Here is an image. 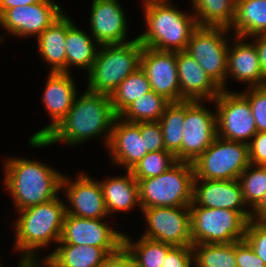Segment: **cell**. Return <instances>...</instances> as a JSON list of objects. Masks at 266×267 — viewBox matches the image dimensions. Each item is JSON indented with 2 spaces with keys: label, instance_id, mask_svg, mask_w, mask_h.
<instances>
[{
  "label": "cell",
  "instance_id": "45",
  "mask_svg": "<svg viewBox=\"0 0 266 267\" xmlns=\"http://www.w3.org/2000/svg\"><path fill=\"white\" fill-rule=\"evenodd\" d=\"M251 220H266V192L260 202L251 210Z\"/></svg>",
  "mask_w": 266,
  "mask_h": 267
},
{
  "label": "cell",
  "instance_id": "18",
  "mask_svg": "<svg viewBox=\"0 0 266 267\" xmlns=\"http://www.w3.org/2000/svg\"><path fill=\"white\" fill-rule=\"evenodd\" d=\"M45 85L42 102L51 123L40 129L31 139H44L65 118L77 96L76 84L71 73L50 72Z\"/></svg>",
  "mask_w": 266,
  "mask_h": 267
},
{
  "label": "cell",
  "instance_id": "41",
  "mask_svg": "<svg viewBox=\"0 0 266 267\" xmlns=\"http://www.w3.org/2000/svg\"><path fill=\"white\" fill-rule=\"evenodd\" d=\"M250 164L266 166V131L257 132L249 143Z\"/></svg>",
  "mask_w": 266,
  "mask_h": 267
},
{
  "label": "cell",
  "instance_id": "30",
  "mask_svg": "<svg viewBox=\"0 0 266 267\" xmlns=\"http://www.w3.org/2000/svg\"><path fill=\"white\" fill-rule=\"evenodd\" d=\"M169 103L152 90L133 101L118 117L131 123L159 121Z\"/></svg>",
  "mask_w": 266,
  "mask_h": 267
},
{
  "label": "cell",
  "instance_id": "3",
  "mask_svg": "<svg viewBox=\"0 0 266 267\" xmlns=\"http://www.w3.org/2000/svg\"><path fill=\"white\" fill-rule=\"evenodd\" d=\"M170 1L142 2L146 30L137 38L143 47L169 52L186 50L199 25L193 13L191 15L180 11Z\"/></svg>",
  "mask_w": 266,
  "mask_h": 267
},
{
  "label": "cell",
  "instance_id": "17",
  "mask_svg": "<svg viewBox=\"0 0 266 267\" xmlns=\"http://www.w3.org/2000/svg\"><path fill=\"white\" fill-rule=\"evenodd\" d=\"M193 203L199 207L238 211L247 221L250 220L251 210L246 209L238 179L194 180Z\"/></svg>",
  "mask_w": 266,
  "mask_h": 267
},
{
  "label": "cell",
  "instance_id": "38",
  "mask_svg": "<svg viewBox=\"0 0 266 267\" xmlns=\"http://www.w3.org/2000/svg\"><path fill=\"white\" fill-rule=\"evenodd\" d=\"M140 134L144 139L147 152L165 150L164 139L159 121L140 122Z\"/></svg>",
  "mask_w": 266,
  "mask_h": 267
},
{
  "label": "cell",
  "instance_id": "35",
  "mask_svg": "<svg viewBox=\"0 0 266 267\" xmlns=\"http://www.w3.org/2000/svg\"><path fill=\"white\" fill-rule=\"evenodd\" d=\"M175 155L167 150L148 152L131 170L134 178L139 181L156 177L169 170L177 163Z\"/></svg>",
  "mask_w": 266,
  "mask_h": 267
},
{
  "label": "cell",
  "instance_id": "21",
  "mask_svg": "<svg viewBox=\"0 0 266 267\" xmlns=\"http://www.w3.org/2000/svg\"><path fill=\"white\" fill-rule=\"evenodd\" d=\"M180 101H213L222 89L185 50L176 52Z\"/></svg>",
  "mask_w": 266,
  "mask_h": 267
},
{
  "label": "cell",
  "instance_id": "19",
  "mask_svg": "<svg viewBox=\"0 0 266 267\" xmlns=\"http://www.w3.org/2000/svg\"><path fill=\"white\" fill-rule=\"evenodd\" d=\"M91 35L99 45L124 44L127 38L126 16L119 0H92Z\"/></svg>",
  "mask_w": 266,
  "mask_h": 267
},
{
  "label": "cell",
  "instance_id": "33",
  "mask_svg": "<svg viewBox=\"0 0 266 267\" xmlns=\"http://www.w3.org/2000/svg\"><path fill=\"white\" fill-rule=\"evenodd\" d=\"M185 119V100L170 102L159 120L165 150L174 155L181 149Z\"/></svg>",
  "mask_w": 266,
  "mask_h": 267
},
{
  "label": "cell",
  "instance_id": "10",
  "mask_svg": "<svg viewBox=\"0 0 266 267\" xmlns=\"http://www.w3.org/2000/svg\"><path fill=\"white\" fill-rule=\"evenodd\" d=\"M212 102L216 104L217 136L249 144L257 133L249 101L240 92L222 90Z\"/></svg>",
  "mask_w": 266,
  "mask_h": 267
},
{
  "label": "cell",
  "instance_id": "40",
  "mask_svg": "<svg viewBox=\"0 0 266 267\" xmlns=\"http://www.w3.org/2000/svg\"><path fill=\"white\" fill-rule=\"evenodd\" d=\"M235 258L237 267H266L245 240L235 242Z\"/></svg>",
  "mask_w": 266,
  "mask_h": 267
},
{
  "label": "cell",
  "instance_id": "13",
  "mask_svg": "<svg viewBox=\"0 0 266 267\" xmlns=\"http://www.w3.org/2000/svg\"><path fill=\"white\" fill-rule=\"evenodd\" d=\"M103 220L66 214L57 244L91 245L102 248L108 255L118 252L123 247L124 234Z\"/></svg>",
  "mask_w": 266,
  "mask_h": 267
},
{
  "label": "cell",
  "instance_id": "29",
  "mask_svg": "<svg viewBox=\"0 0 266 267\" xmlns=\"http://www.w3.org/2000/svg\"><path fill=\"white\" fill-rule=\"evenodd\" d=\"M123 247L132 256L135 267H161L171 244L141 238L133 242L127 234L123 236Z\"/></svg>",
  "mask_w": 266,
  "mask_h": 267
},
{
  "label": "cell",
  "instance_id": "43",
  "mask_svg": "<svg viewBox=\"0 0 266 267\" xmlns=\"http://www.w3.org/2000/svg\"><path fill=\"white\" fill-rule=\"evenodd\" d=\"M255 40H252L257 48L258 58L263 75L266 77V34L253 36Z\"/></svg>",
  "mask_w": 266,
  "mask_h": 267
},
{
  "label": "cell",
  "instance_id": "24",
  "mask_svg": "<svg viewBox=\"0 0 266 267\" xmlns=\"http://www.w3.org/2000/svg\"><path fill=\"white\" fill-rule=\"evenodd\" d=\"M63 14L37 38L39 55L51 65L50 72L66 73L65 38L71 18Z\"/></svg>",
  "mask_w": 266,
  "mask_h": 267
},
{
  "label": "cell",
  "instance_id": "4",
  "mask_svg": "<svg viewBox=\"0 0 266 267\" xmlns=\"http://www.w3.org/2000/svg\"><path fill=\"white\" fill-rule=\"evenodd\" d=\"M65 206L57 196L48 202L18 211L20 217L13 226L16 238L14 251H20L21 261H38L39 249L60 241Z\"/></svg>",
  "mask_w": 266,
  "mask_h": 267
},
{
  "label": "cell",
  "instance_id": "7",
  "mask_svg": "<svg viewBox=\"0 0 266 267\" xmlns=\"http://www.w3.org/2000/svg\"><path fill=\"white\" fill-rule=\"evenodd\" d=\"M192 245L244 240L247 220L230 209L189 206Z\"/></svg>",
  "mask_w": 266,
  "mask_h": 267
},
{
  "label": "cell",
  "instance_id": "28",
  "mask_svg": "<svg viewBox=\"0 0 266 267\" xmlns=\"http://www.w3.org/2000/svg\"><path fill=\"white\" fill-rule=\"evenodd\" d=\"M237 0H191L193 14L199 26L230 28Z\"/></svg>",
  "mask_w": 266,
  "mask_h": 267
},
{
  "label": "cell",
  "instance_id": "31",
  "mask_svg": "<svg viewBox=\"0 0 266 267\" xmlns=\"http://www.w3.org/2000/svg\"><path fill=\"white\" fill-rule=\"evenodd\" d=\"M152 91L145 72L139 67L128 75L111 93L113 111L119 116L133 101Z\"/></svg>",
  "mask_w": 266,
  "mask_h": 267
},
{
  "label": "cell",
  "instance_id": "5",
  "mask_svg": "<svg viewBox=\"0 0 266 267\" xmlns=\"http://www.w3.org/2000/svg\"><path fill=\"white\" fill-rule=\"evenodd\" d=\"M143 51L139 39L124 44L100 45L88 71V91L111 95L117 86L140 67Z\"/></svg>",
  "mask_w": 266,
  "mask_h": 267
},
{
  "label": "cell",
  "instance_id": "47",
  "mask_svg": "<svg viewBox=\"0 0 266 267\" xmlns=\"http://www.w3.org/2000/svg\"><path fill=\"white\" fill-rule=\"evenodd\" d=\"M3 37H4V36L1 37V35H0V42H3V41H4V40H3V39H4Z\"/></svg>",
  "mask_w": 266,
  "mask_h": 267
},
{
  "label": "cell",
  "instance_id": "14",
  "mask_svg": "<svg viewBox=\"0 0 266 267\" xmlns=\"http://www.w3.org/2000/svg\"><path fill=\"white\" fill-rule=\"evenodd\" d=\"M55 0L7 9L0 16V26L14 37H38L63 15Z\"/></svg>",
  "mask_w": 266,
  "mask_h": 267
},
{
  "label": "cell",
  "instance_id": "15",
  "mask_svg": "<svg viewBox=\"0 0 266 267\" xmlns=\"http://www.w3.org/2000/svg\"><path fill=\"white\" fill-rule=\"evenodd\" d=\"M65 189L66 214L87 219H105L109 217L103 198L100 182L85 173H79L72 182L63 173L61 191ZM68 205V206H67Z\"/></svg>",
  "mask_w": 266,
  "mask_h": 267
},
{
  "label": "cell",
  "instance_id": "26",
  "mask_svg": "<svg viewBox=\"0 0 266 267\" xmlns=\"http://www.w3.org/2000/svg\"><path fill=\"white\" fill-rule=\"evenodd\" d=\"M76 27L74 22L67 27L65 38L66 73H70L71 66L83 68L84 71L86 69L88 72L96 59L99 50L97 48L100 46L91 35ZM96 45L98 46L96 47Z\"/></svg>",
  "mask_w": 266,
  "mask_h": 267
},
{
  "label": "cell",
  "instance_id": "22",
  "mask_svg": "<svg viewBox=\"0 0 266 267\" xmlns=\"http://www.w3.org/2000/svg\"><path fill=\"white\" fill-rule=\"evenodd\" d=\"M234 37V44L228 48L227 79L232 77L249 84V87L265 86L266 77L260 66L255 43H248L241 36Z\"/></svg>",
  "mask_w": 266,
  "mask_h": 267
},
{
  "label": "cell",
  "instance_id": "9",
  "mask_svg": "<svg viewBox=\"0 0 266 267\" xmlns=\"http://www.w3.org/2000/svg\"><path fill=\"white\" fill-rule=\"evenodd\" d=\"M227 27L199 26L192 34L186 47L188 52L224 91L227 87L228 41ZM226 86V87H225Z\"/></svg>",
  "mask_w": 266,
  "mask_h": 267
},
{
  "label": "cell",
  "instance_id": "44",
  "mask_svg": "<svg viewBox=\"0 0 266 267\" xmlns=\"http://www.w3.org/2000/svg\"><path fill=\"white\" fill-rule=\"evenodd\" d=\"M46 0H0V16L10 8L31 5Z\"/></svg>",
  "mask_w": 266,
  "mask_h": 267
},
{
  "label": "cell",
  "instance_id": "27",
  "mask_svg": "<svg viewBox=\"0 0 266 267\" xmlns=\"http://www.w3.org/2000/svg\"><path fill=\"white\" fill-rule=\"evenodd\" d=\"M229 29L234 30V36L244 38L266 34V0H237Z\"/></svg>",
  "mask_w": 266,
  "mask_h": 267
},
{
  "label": "cell",
  "instance_id": "34",
  "mask_svg": "<svg viewBox=\"0 0 266 267\" xmlns=\"http://www.w3.org/2000/svg\"><path fill=\"white\" fill-rule=\"evenodd\" d=\"M238 180L247 208L252 210L266 192V166L249 164Z\"/></svg>",
  "mask_w": 266,
  "mask_h": 267
},
{
  "label": "cell",
  "instance_id": "8",
  "mask_svg": "<svg viewBox=\"0 0 266 267\" xmlns=\"http://www.w3.org/2000/svg\"><path fill=\"white\" fill-rule=\"evenodd\" d=\"M194 180H235L250 164L249 144L216 137L193 163Z\"/></svg>",
  "mask_w": 266,
  "mask_h": 267
},
{
  "label": "cell",
  "instance_id": "2",
  "mask_svg": "<svg viewBox=\"0 0 266 267\" xmlns=\"http://www.w3.org/2000/svg\"><path fill=\"white\" fill-rule=\"evenodd\" d=\"M3 169V182L17 211L50 201L61 189L62 173L40 161L10 157Z\"/></svg>",
  "mask_w": 266,
  "mask_h": 267
},
{
  "label": "cell",
  "instance_id": "20",
  "mask_svg": "<svg viewBox=\"0 0 266 267\" xmlns=\"http://www.w3.org/2000/svg\"><path fill=\"white\" fill-rule=\"evenodd\" d=\"M107 149L112 164L130 171L148 152L140 134V123H131L116 117Z\"/></svg>",
  "mask_w": 266,
  "mask_h": 267
},
{
  "label": "cell",
  "instance_id": "23",
  "mask_svg": "<svg viewBox=\"0 0 266 267\" xmlns=\"http://www.w3.org/2000/svg\"><path fill=\"white\" fill-rule=\"evenodd\" d=\"M99 182L109 215L116 211H129L135 206L141 209L138 181L130 171L126 170L124 176L109 177Z\"/></svg>",
  "mask_w": 266,
  "mask_h": 267
},
{
  "label": "cell",
  "instance_id": "25",
  "mask_svg": "<svg viewBox=\"0 0 266 267\" xmlns=\"http://www.w3.org/2000/svg\"><path fill=\"white\" fill-rule=\"evenodd\" d=\"M54 249L41 260L45 267H99L109 256L91 245L57 244Z\"/></svg>",
  "mask_w": 266,
  "mask_h": 267
},
{
  "label": "cell",
  "instance_id": "37",
  "mask_svg": "<svg viewBox=\"0 0 266 267\" xmlns=\"http://www.w3.org/2000/svg\"><path fill=\"white\" fill-rule=\"evenodd\" d=\"M244 240L266 264V220H249Z\"/></svg>",
  "mask_w": 266,
  "mask_h": 267
},
{
  "label": "cell",
  "instance_id": "1",
  "mask_svg": "<svg viewBox=\"0 0 266 267\" xmlns=\"http://www.w3.org/2000/svg\"><path fill=\"white\" fill-rule=\"evenodd\" d=\"M77 96L65 118L53 131L44 139H29L28 144L32 148L45 147L57 142L78 146L79 143L98 136H104V144L108 146L112 125L117 117L110 96L88 90Z\"/></svg>",
  "mask_w": 266,
  "mask_h": 267
},
{
  "label": "cell",
  "instance_id": "36",
  "mask_svg": "<svg viewBox=\"0 0 266 267\" xmlns=\"http://www.w3.org/2000/svg\"><path fill=\"white\" fill-rule=\"evenodd\" d=\"M251 106L252 115L256 123L257 132L266 131V85L247 87L243 92H240Z\"/></svg>",
  "mask_w": 266,
  "mask_h": 267
},
{
  "label": "cell",
  "instance_id": "11",
  "mask_svg": "<svg viewBox=\"0 0 266 267\" xmlns=\"http://www.w3.org/2000/svg\"><path fill=\"white\" fill-rule=\"evenodd\" d=\"M204 100H185V119L181 149L175 154L177 161L193 163L217 137L216 112Z\"/></svg>",
  "mask_w": 266,
  "mask_h": 267
},
{
  "label": "cell",
  "instance_id": "16",
  "mask_svg": "<svg viewBox=\"0 0 266 267\" xmlns=\"http://www.w3.org/2000/svg\"><path fill=\"white\" fill-rule=\"evenodd\" d=\"M140 67L145 72L153 91L170 102L180 101L176 52L143 47Z\"/></svg>",
  "mask_w": 266,
  "mask_h": 267
},
{
  "label": "cell",
  "instance_id": "46",
  "mask_svg": "<svg viewBox=\"0 0 266 267\" xmlns=\"http://www.w3.org/2000/svg\"><path fill=\"white\" fill-rule=\"evenodd\" d=\"M0 267L2 265L0 264ZM18 267H45L44 263L40 260L39 261H20Z\"/></svg>",
  "mask_w": 266,
  "mask_h": 267
},
{
  "label": "cell",
  "instance_id": "32",
  "mask_svg": "<svg viewBox=\"0 0 266 267\" xmlns=\"http://www.w3.org/2000/svg\"><path fill=\"white\" fill-rule=\"evenodd\" d=\"M193 267H237L235 242L192 245Z\"/></svg>",
  "mask_w": 266,
  "mask_h": 267
},
{
  "label": "cell",
  "instance_id": "12",
  "mask_svg": "<svg viewBox=\"0 0 266 267\" xmlns=\"http://www.w3.org/2000/svg\"><path fill=\"white\" fill-rule=\"evenodd\" d=\"M141 213L148 227L144 238L173 246L192 245L189 207H150Z\"/></svg>",
  "mask_w": 266,
  "mask_h": 267
},
{
  "label": "cell",
  "instance_id": "39",
  "mask_svg": "<svg viewBox=\"0 0 266 267\" xmlns=\"http://www.w3.org/2000/svg\"><path fill=\"white\" fill-rule=\"evenodd\" d=\"M193 250L192 245L173 246L164 258L161 267H192Z\"/></svg>",
  "mask_w": 266,
  "mask_h": 267
},
{
  "label": "cell",
  "instance_id": "42",
  "mask_svg": "<svg viewBox=\"0 0 266 267\" xmlns=\"http://www.w3.org/2000/svg\"><path fill=\"white\" fill-rule=\"evenodd\" d=\"M99 267H135L132 256L122 247L118 252L109 255Z\"/></svg>",
  "mask_w": 266,
  "mask_h": 267
},
{
  "label": "cell",
  "instance_id": "6",
  "mask_svg": "<svg viewBox=\"0 0 266 267\" xmlns=\"http://www.w3.org/2000/svg\"><path fill=\"white\" fill-rule=\"evenodd\" d=\"M194 169L178 161L159 176L138 181L141 210L150 207H189L193 202Z\"/></svg>",
  "mask_w": 266,
  "mask_h": 267
}]
</instances>
